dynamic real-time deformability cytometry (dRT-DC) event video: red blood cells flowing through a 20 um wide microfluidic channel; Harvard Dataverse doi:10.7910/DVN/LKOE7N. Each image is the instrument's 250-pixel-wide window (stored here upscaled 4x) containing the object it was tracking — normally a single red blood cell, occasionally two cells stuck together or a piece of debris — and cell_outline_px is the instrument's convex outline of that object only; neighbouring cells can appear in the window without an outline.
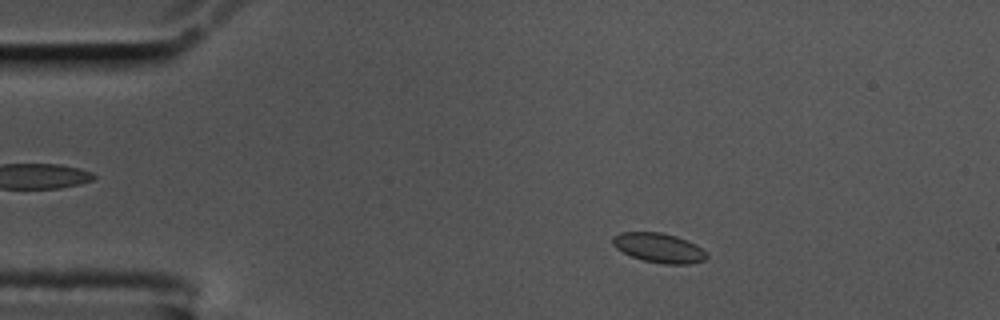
{"species": "common noctule bat (a hibernating species)", "species_latin": "Nyctalus noctula", "temperature_condition": "cold", "stored_images_in_passage": 55, "camera_frame_rate_fps": 3000, "um_per_image_px": 0.085, "animal": {"sex": "male", "body_mass_g": 17.5, "forearm_length_mm": 52.3}, "frame": {"image": 1, "passage_image": 7, "time_ms": 2.0, "image_size_px": [1000, 320], "cell_outline_px": [[708, 256], [704, 260], [688, 264], [664, 264], [644, 260], [632, 256], [616, 248], [612, 244], [612, 236], [620, 232], [660, 232], [676, 236], [688, 240], [696, 244], [708, 252]], "centroid_in_image_um": [56.03, 21.05], "position_along_channel_um": 29.0, "area_um2": 16.24}}
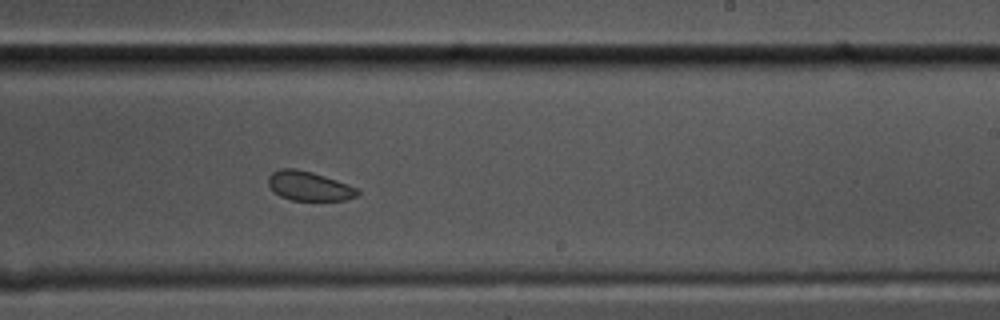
{"frame": {"image": 2, "passage_image": 32, "time_ms": 10.333, "image_size_px": [1000, 320], "cell_outline_px": [[360, 192], [356, 196], [344, 200], [292, 200], [280, 196], [268, 184], [268, 176], [272, 172], [280, 168], [296, 168], [312, 172], [348, 184], [356, 188]], "centroid_in_image_um": [26.25, 15.8], "position_along_channel_um": 262.8, "area_um2": 15.09}}
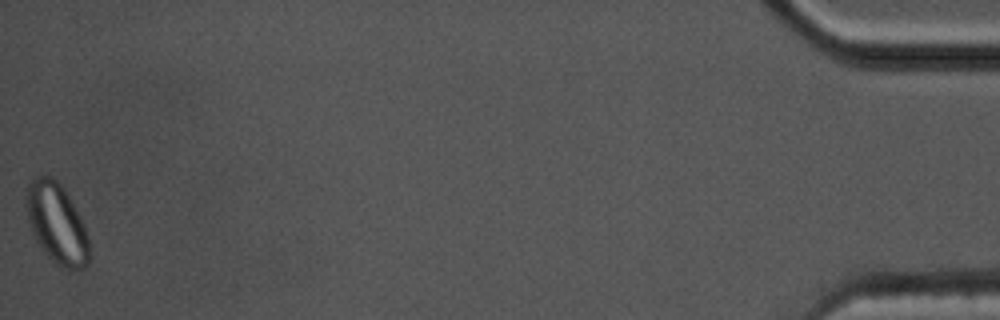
{"frame": {"image": 3, "passage_image": 55, "time_ms": 18.0, "image_size_px": [1000, 320], "cell_outline_px": [[88, 264], [84, 268], [68, 272], [56, 264], [48, 256], [36, 240], [32, 232], [28, 220], [24, 204], [24, 188], [28, 180], [36, 176], [52, 176], [64, 188], [84, 224], [88, 236]], "centroid_in_image_um": [4.78, 18.97], "position_along_channel_um": 430.4, "area_um2": 30.0}, "authors_computed_cell_mechanics": {"area_um2": 16.1262, "velocity_mm_per_s": 3.4519, "shape_relaxation_time_tau1_ms": 2.9644, "shape_relaxation_time_tau2_ms": 2.9101, "deformation_change_tau1": 0.0634, "deformation_change_tau2": 0.0514}}